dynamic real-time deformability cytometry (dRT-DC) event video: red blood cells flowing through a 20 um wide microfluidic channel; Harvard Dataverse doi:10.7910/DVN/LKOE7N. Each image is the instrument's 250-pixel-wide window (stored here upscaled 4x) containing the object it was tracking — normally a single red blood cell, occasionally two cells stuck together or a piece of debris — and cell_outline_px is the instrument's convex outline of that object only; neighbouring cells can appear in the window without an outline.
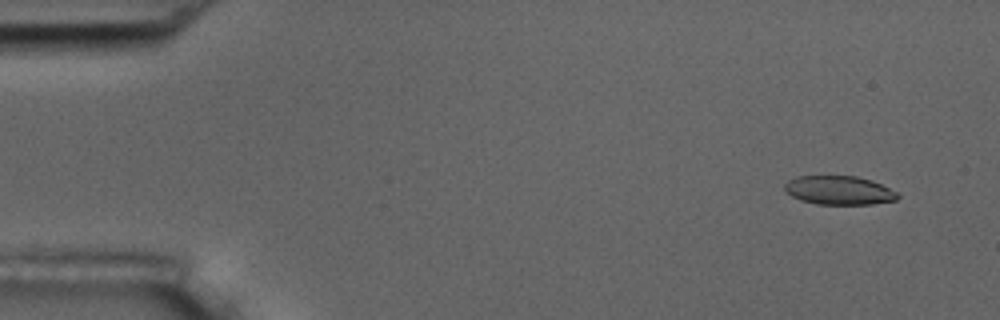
{"species": "common noctule bat (a hibernating species)", "species_latin": "Nyctalus noctula", "temperature_condition": "room temperature", "stored_images_in_passage": 55, "camera_frame_rate_fps": 3000, "um_per_image_px": 0.085, "animal": {"sex": "male", "body_mass_g": 17.5, "forearm_length_mm": 52.3}, "frame": {"image": 1, "passage_image": 4, "time_ms": 1.0, "image_size_px": [1000, 320], "cell_outline_px": [[900, 196], [896, 200], [872, 204], [816, 204], [800, 200], [784, 192], [784, 184], [788, 180], [796, 176], [856, 176], [872, 180], [896, 192]], "centroid_in_image_um": [71.28, 16.17], "position_along_channel_um": 13.7, "area_um2": 19.02}}
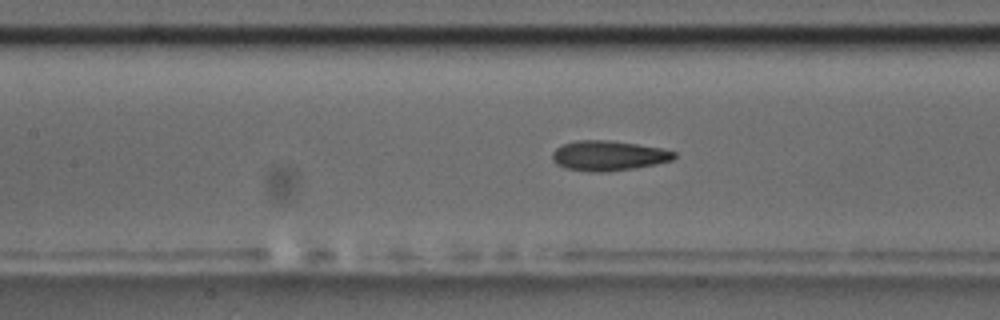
{"frame": {"image": 2, "passage_image": 25, "time_ms": 8.0, "image_size_px": [1000, 320], "cell_outline_px": [[676, 156], [672, 160], [656, 164], [632, 168], [604, 172], [592, 172], [564, 168], [556, 164], [552, 160], [552, 152], [556, 148], [564, 144], [576, 140], [608, 140], [636, 144], [660, 148], [676, 152]], "centroid_in_image_um": [51.68, 13.23], "position_along_channel_um": 155.7, "area_um2": 21.21}}
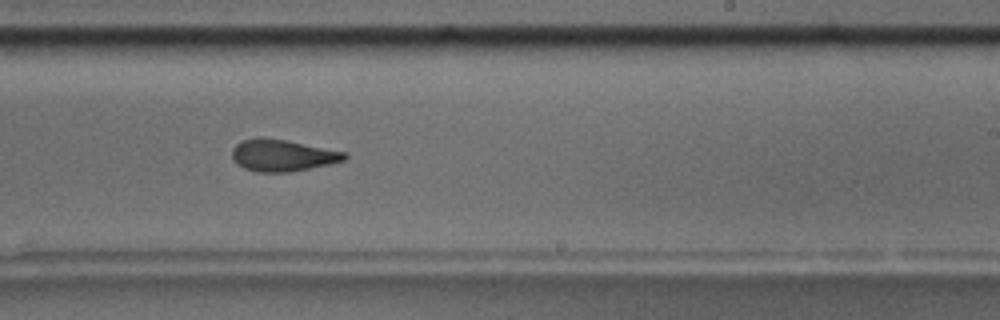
{"frame": {"image": 3, "passage_image": 34, "time_ms": 11.0, "image_size_px": [1000, 320], "cell_outline_px": [[348, 156], [344, 160], [328, 164], [288, 172], [256, 172], [244, 168], [232, 156], [232, 148], [240, 140], [256, 136], [260, 136], [284, 140], [344, 152]], "centroid_in_image_um": [23.94, 13.19], "position_along_channel_um": 265.1, "area_um2": 20.52}, "authors_computed_cell_mechanics": {"area_um2": 20.7502, "velocity_mm_per_s": 3.6716, "shape_relaxation_time_tau1_ms": 3.0625, "shape_relaxation_time_tau2_ms": 1.6937, "deformation_change_tau1": 0.1388, "deformation_change_tau2": 0.0992}}